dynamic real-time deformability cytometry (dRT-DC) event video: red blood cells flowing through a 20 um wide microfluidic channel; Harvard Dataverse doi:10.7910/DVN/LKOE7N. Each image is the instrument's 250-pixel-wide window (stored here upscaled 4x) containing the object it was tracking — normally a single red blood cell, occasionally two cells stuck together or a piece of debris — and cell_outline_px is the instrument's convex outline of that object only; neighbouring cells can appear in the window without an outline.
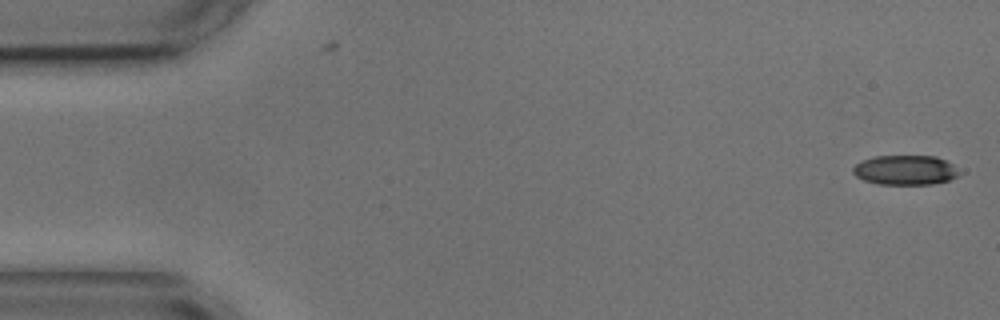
{"species": "common noctule bat (a hibernating species)", "species_latin": "Nyctalus noctula", "temperature_condition": "cold", "stored_images_in_passage": 6, "camera_frame_rate_fps": 3000, "um_per_image_px": 0.085, "animal": {"sex": "male", "body_mass_g": 17.9, "forearm_length_mm": 54.2}, "frame": {"image": 1, "passage_image": 1, "time_ms": 0.0, "image_size_px": [1000, 320], "cell_outline_px": [[964, 172], [960, 176], [948, 180], [932, 184], [876, 184], [864, 180], [856, 176], [852, 172], [852, 168], [856, 164], [864, 160], [876, 156], [936, 156], [952, 164]], "centroid_in_image_um": [77.0, 14.46], "position_along_channel_um": 8.0, "area_um2": 18.5}}
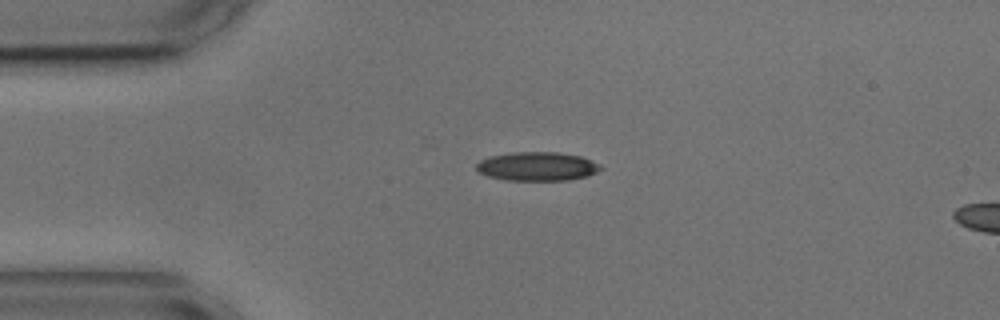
{"frame": {"image": 2, "passage_image": 4, "time_ms": 3.667, "image_size_px": [1000, 320], "cell_outline_px": [[604, 168], [588, 176], [568, 180], [504, 180], [488, 176], [480, 172], [476, 168], [476, 164], [480, 160], [488, 156], [512, 152], [556, 152], [580, 156], [600, 164]], "centroid_in_image_um": [45.66, 14.14], "position_along_channel_um": 39.3, "area_um2": 20.92}}